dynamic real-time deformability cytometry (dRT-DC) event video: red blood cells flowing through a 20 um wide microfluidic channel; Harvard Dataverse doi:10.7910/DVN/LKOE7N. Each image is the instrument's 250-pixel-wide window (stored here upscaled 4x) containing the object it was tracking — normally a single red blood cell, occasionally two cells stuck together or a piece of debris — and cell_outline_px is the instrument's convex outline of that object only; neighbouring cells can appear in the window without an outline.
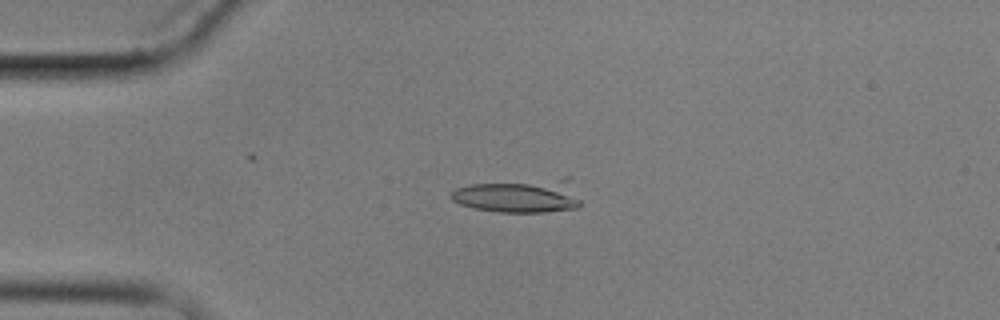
{"species": "common noctule bat (a hibernating species)", "species_latin": "Nyctalus noctula", "temperature_condition": "cold", "stored_images_in_passage": 6, "camera_frame_rate_fps": 3000, "um_per_image_px": 0.085, "animal": {"sex": "male", "body_mass_g": 17.9}, "frame": {"image": 1, "passage_image": 4, "time_ms": 3.333, "image_size_px": [1000, 320], "cell_outline_px": [[580, 208], [544, 212], [500, 212], [476, 208], [460, 204], [452, 200], [448, 196], [456, 188], [472, 184], [564, 176], [572, 176], [580, 200]], "centroid_in_image_um": [44.26, 16.6], "position_along_channel_um": 40.7, "area_um2": 26.36}}
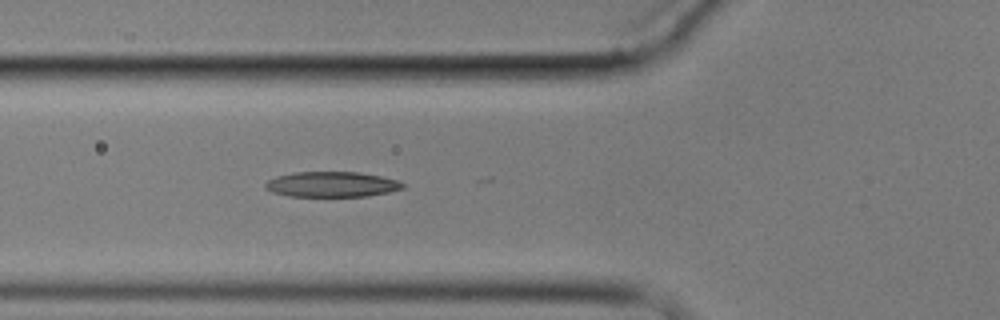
{"frame": {"image": 2, "passage_image": 6, "time_ms": 5.667, "image_size_px": [1000, 320], "cell_outline_px": [[404, 188], [388, 192], [368, 196], [288, 196], [272, 192], [264, 188], [264, 184], [268, 180], [276, 176], [292, 172], [360, 172], [380, 176], [396, 180], [404, 184]], "centroid_in_image_um": [28.16, 15.67], "position_along_channel_um": 97.6, "area_um2": 20.29}}